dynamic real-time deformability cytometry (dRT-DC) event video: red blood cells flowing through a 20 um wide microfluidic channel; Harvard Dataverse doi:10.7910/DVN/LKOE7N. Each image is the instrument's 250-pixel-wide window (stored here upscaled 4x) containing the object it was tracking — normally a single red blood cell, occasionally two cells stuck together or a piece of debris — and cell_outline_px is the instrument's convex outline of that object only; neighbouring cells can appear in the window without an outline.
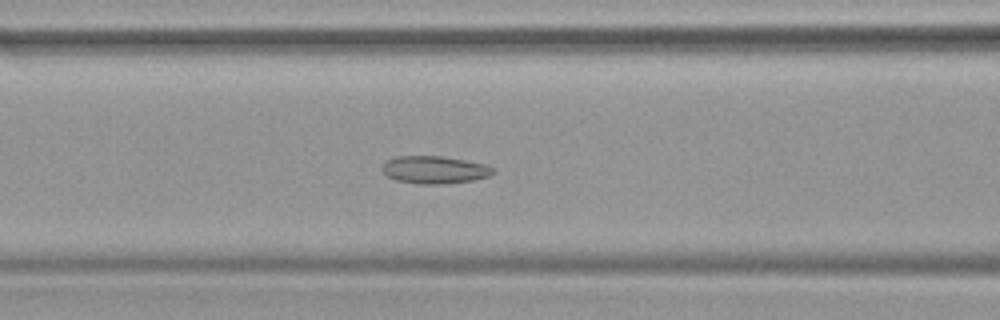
{"species": "common noctule bat (a hibernating species)", "species_latin": "Nyctalus noctula", "temperature_condition": "warm", "stored_images_in_passage": 31, "camera_frame_rate_fps": 3000, "um_per_image_px": 0.085, "animal": {"sex": "female", "body_mass_g": 19.9}, "frame": {"image": 1, "passage_image": 11, "time_ms": 3.333, "image_size_px": [1000, 320], "cell_outline_px": [[496, 172], [488, 176], [472, 180], [444, 184], [420, 184], [396, 180], [388, 176], [380, 168], [388, 160], [396, 156], [440, 156], [464, 160], [484, 164], [496, 168]], "centroid_in_image_um": [36.95, 14.43], "position_along_channel_um": 129.7, "area_um2": 17.74}}
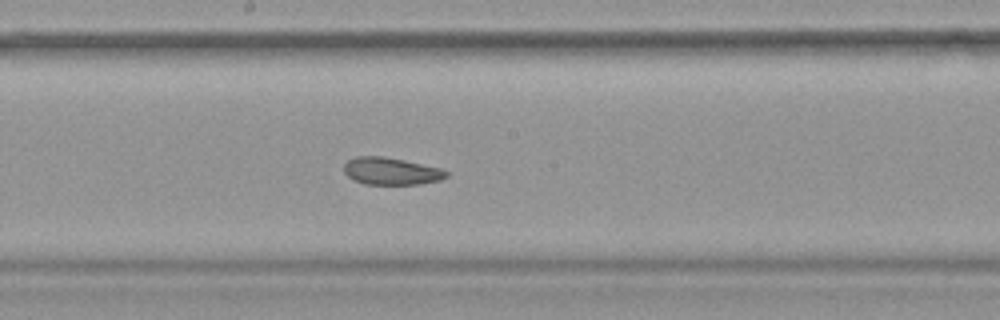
{"frame": {"image": 2, "passage_image": 17, "time_ms": 5.333, "image_size_px": [1000, 320], "cell_outline_px": [[448, 176], [440, 180], [420, 184], [364, 184], [352, 180], [344, 172], [344, 164], [348, 160], [356, 156], [384, 156], [404, 160], [440, 168], [448, 172]], "centroid_in_image_um": [33.22, 14.55], "position_along_channel_um": 215.0, "area_um2": 16.3}}
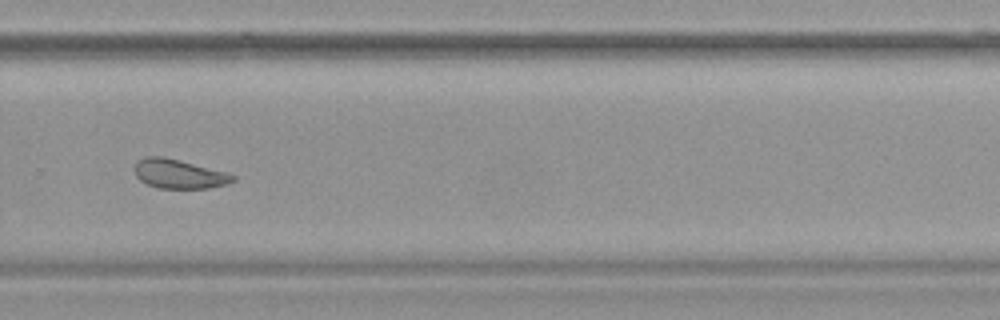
{"frame": {"image": 3, "passage_image": 24, "time_ms": 7.667, "image_size_px": [1000, 320], "cell_outline_px": [[236, 180], [228, 184], [208, 188], [160, 188], [148, 184], [140, 180], [136, 176], [136, 160], [148, 156], [164, 156], [180, 160], [224, 172], [236, 176]], "centroid_in_image_um": [15.22, 14.78], "position_along_channel_um": 314.6, "area_um2": 16.53}}